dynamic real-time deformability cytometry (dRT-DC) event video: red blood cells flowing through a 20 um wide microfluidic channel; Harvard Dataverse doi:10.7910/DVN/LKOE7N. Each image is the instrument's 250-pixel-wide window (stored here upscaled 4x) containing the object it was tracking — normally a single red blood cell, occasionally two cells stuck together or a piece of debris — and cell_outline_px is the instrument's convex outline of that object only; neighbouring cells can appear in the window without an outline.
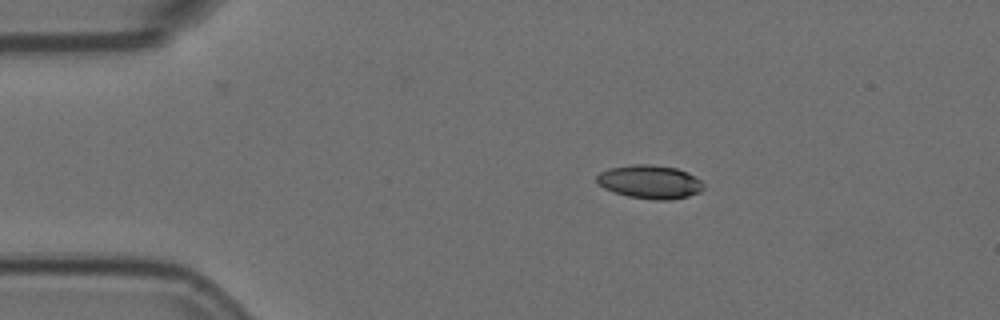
{"species": "Egyptian fruit bat (a non-hibernating species)", "species_latin": "Rousettus aegyptiacus", "temperature_condition": "room temperature", "stored_images_in_passage": 4, "camera_frame_rate_fps": 3000, "um_per_image_px": 0.085, "animal": {"sex": "female"}, "frame": {"image": 1, "passage_image": 2, "time_ms": 0.333, "image_size_px": [1000, 320], "cell_outline_px": [[704, 188], [700, 192], [688, 196], [668, 200], [656, 200], [628, 196], [604, 188], [596, 180], [596, 176], [600, 172], [608, 168], [632, 164], [648, 164], [676, 168], [688, 172], [700, 180], [704, 184]], "centroid_in_image_um": [55.25, 15.45], "position_along_channel_um": 29.8, "area_um2": 20.81}}